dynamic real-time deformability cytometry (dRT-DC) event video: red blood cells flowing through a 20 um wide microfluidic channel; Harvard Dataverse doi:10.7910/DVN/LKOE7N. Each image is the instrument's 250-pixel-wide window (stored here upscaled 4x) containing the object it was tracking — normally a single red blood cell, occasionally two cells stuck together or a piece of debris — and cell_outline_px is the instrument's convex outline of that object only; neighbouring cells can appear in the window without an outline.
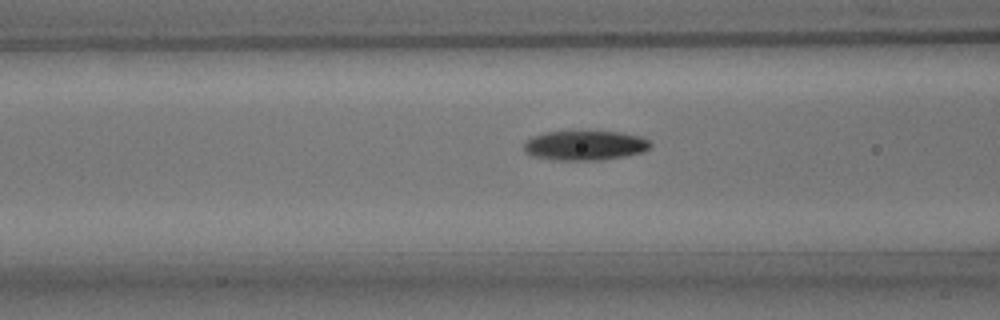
{"species": "common noctule bat (a hibernating species)", "species_latin": "Nyctalus noctula", "temperature_condition": "room temperature", "stored_images_in_passage": 40, "camera_frame_rate_fps": 3000, "um_per_image_px": 0.085, "animal": {"sex": "male", "body_mass_g": 15.6}, "frame": {"image": 1, "passage_image": 14, "time_ms": 4.333, "image_size_px": [1000, 320], "cell_outline_px": [[652, 148], [644, 152], [604, 160], [556, 160], [528, 156], [524, 152], [524, 144], [532, 136], [544, 132], [620, 132], [640, 136], [648, 140], [652, 144]], "centroid_in_image_um": [49.72, 12.38], "position_along_channel_um": 116.9, "area_um2": 22.02}}
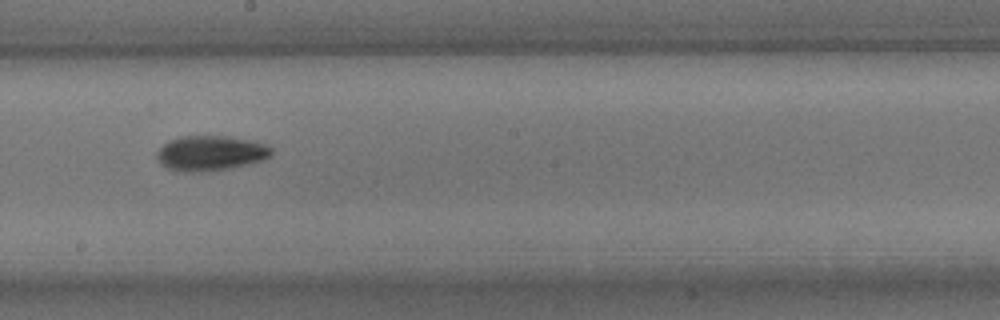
{"frame": {"image": 2, "passage_image": 23, "time_ms": 7.333, "image_size_px": [1000, 320], "cell_outline_px": [[272, 156], [264, 160], [248, 164], [228, 168], [192, 172], [184, 172], [168, 168], [160, 164], [156, 156], [156, 152], [168, 140], [180, 136], [228, 136], [264, 144], [272, 148]], "centroid_in_image_um": [17.87, 13.01], "position_along_channel_um": 230.3, "area_um2": 23.24}}
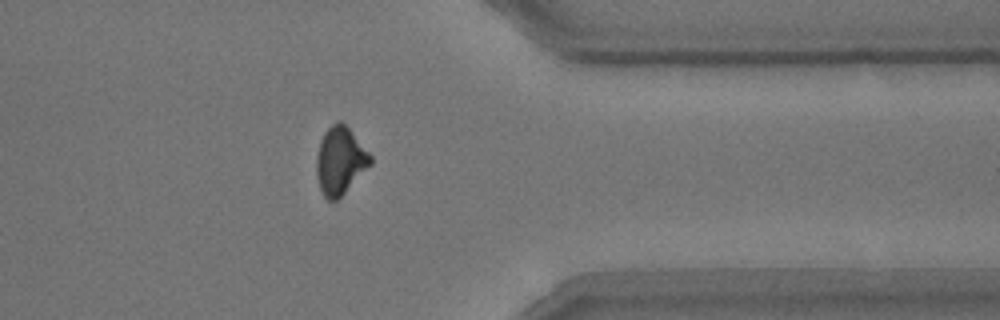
{"frame": {"image": 3, "passage_image": 36, "time_ms": 11.667, "image_size_px": [1000, 320], "cell_outline_px": [[372, 164], [336, 200], [328, 200], [324, 196], [320, 188], [316, 172], [316, 156], [320, 140], [324, 132], [332, 124], [340, 120], [348, 128], [372, 156]], "centroid_in_image_um": [28.9, 13.65], "position_along_channel_um": 382.5, "area_um2": 20.92}, "authors_computed_cell_mechanics": {"area_um2": 21.3282, "velocity_mm_per_s": 3.7796, "shape_relaxation_time_tau1_ms": 3.5584, "shape_relaxation_time_tau2_ms": 5.2157, "deformation_change_tau1": 0.1333, "deformation_change_tau2": 0.1185}}